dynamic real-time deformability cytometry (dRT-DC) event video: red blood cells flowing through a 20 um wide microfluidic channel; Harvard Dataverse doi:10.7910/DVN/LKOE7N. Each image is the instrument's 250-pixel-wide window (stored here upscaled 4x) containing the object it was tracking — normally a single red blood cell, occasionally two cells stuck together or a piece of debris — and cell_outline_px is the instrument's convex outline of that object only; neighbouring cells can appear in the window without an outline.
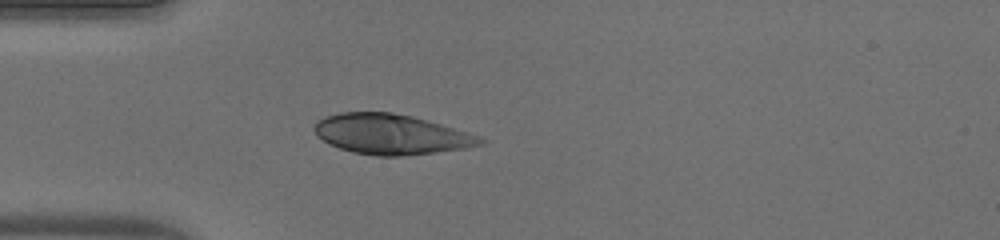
{"species": "human", "species_latin": "Homo sapiens", "temperature_condition": "warm", "stored_images_in_passage": 37, "camera_frame_rate_fps": 3000, "um_per_image_px": 0.085, "donor": {"sex": "male"}, "frame": {"image": 1, "passage_image": 1, "time_ms": 0.0, "image_size_px": [1000, 240], "cell_outline_px": [[488, 140], [484, 144], [464, 148], [436, 152], [400, 156], [376, 156], [352, 152], [328, 144], [312, 128], [316, 120], [324, 116], [340, 112], [392, 112], [412, 116], [468, 132], [480, 136]], "centroid_in_image_um": [33.23, 11.41], "position_along_channel_um": 51.8, "area_um2": 38.84}}
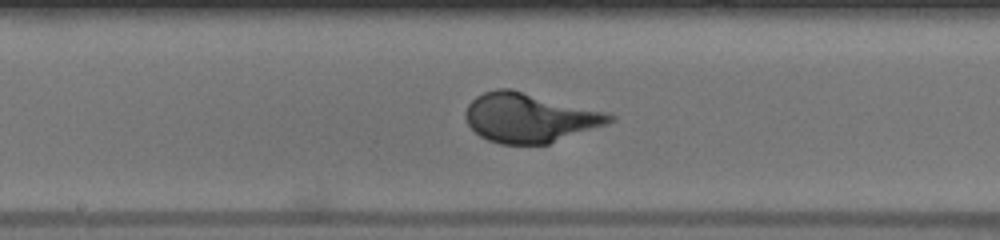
{"frame": {"image": 2, "passage_image": 13, "time_ms": 4.0, "image_size_px": [1000, 240], "cell_outline_px": [[616, 120], [608, 124], [548, 144], [500, 144], [488, 140], [480, 136], [468, 124], [464, 116], [464, 112], [468, 104], [476, 96], [484, 92], [496, 88], [508, 88], [608, 112], [616, 116]], "centroid_in_image_um": [45.02, 10.01], "position_along_channel_um": 203.2, "area_um2": 41.5}}
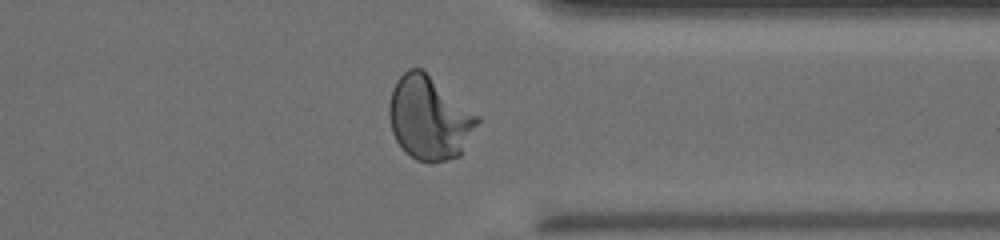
{"frame": {"image": 3, "passage_image": 26, "time_ms": 8.333, "image_size_px": [1000, 240], "cell_outline_px": [[480, 120], [460, 156], [444, 160], [416, 160], [404, 152], [396, 140], [392, 132], [388, 116], [388, 104], [392, 88], [396, 80], [408, 68], [420, 68], [480, 116]], "centroid_in_image_um": [36.46, 10.02], "position_along_channel_um": 374.9, "area_um2": 42.66}, "authors_computed_cell_mechanics": {"area_um2": 40.46, "velocity_mm_per_s": 4.0379, "shape_relaxation_time_tau1_ms": 2.753, "shape_relaxation_time_tau2_ms": null, "deformation_change_tau1": 0.201, "deformation_change_tau2": null}}